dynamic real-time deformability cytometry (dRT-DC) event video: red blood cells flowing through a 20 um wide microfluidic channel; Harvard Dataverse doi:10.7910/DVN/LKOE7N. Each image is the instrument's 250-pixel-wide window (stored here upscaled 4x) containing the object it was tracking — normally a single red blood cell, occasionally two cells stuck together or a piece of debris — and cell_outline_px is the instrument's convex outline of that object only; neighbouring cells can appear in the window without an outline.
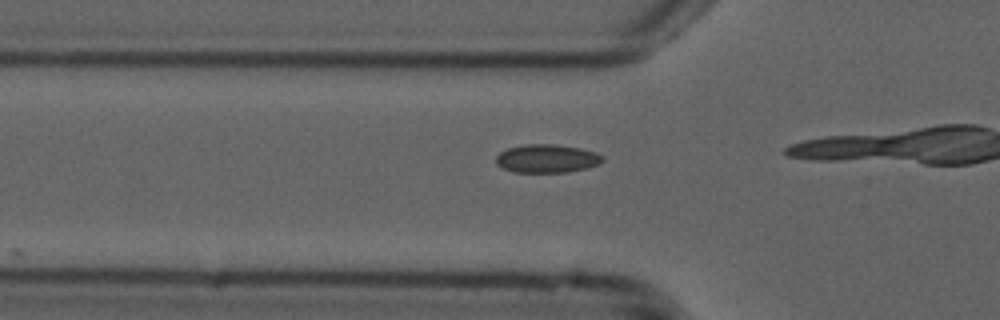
{"species": "common noctule bat (a hibernating species)", "species_latin": "Nyctalus noctula", "temperature_condition": "cold", "stored_images_in_passage": 7, "camera_frame_rate_fps": 3000, "um_per_image_px": 0.085, "animal": {"sex": "male", "forearm_length_mm": 52.5}, "frame": {"image": 1, "passage_image": 5, "time_ms": 1.333, "image_size_px": [1000, 320], "cell_outline_px": [[604, 160], [600, 164], [588, 168], [568, 172], [512, 172], [496, 164], [496, 156], [500, 152], [508, 148], [524, 144], [556, 144], [580, 148], [596, 152], [604, 156]], "centroid_in_image_um": [46.52, 13.47], "position_along_channel_um": 79.3, "area_um2": 17.8}}